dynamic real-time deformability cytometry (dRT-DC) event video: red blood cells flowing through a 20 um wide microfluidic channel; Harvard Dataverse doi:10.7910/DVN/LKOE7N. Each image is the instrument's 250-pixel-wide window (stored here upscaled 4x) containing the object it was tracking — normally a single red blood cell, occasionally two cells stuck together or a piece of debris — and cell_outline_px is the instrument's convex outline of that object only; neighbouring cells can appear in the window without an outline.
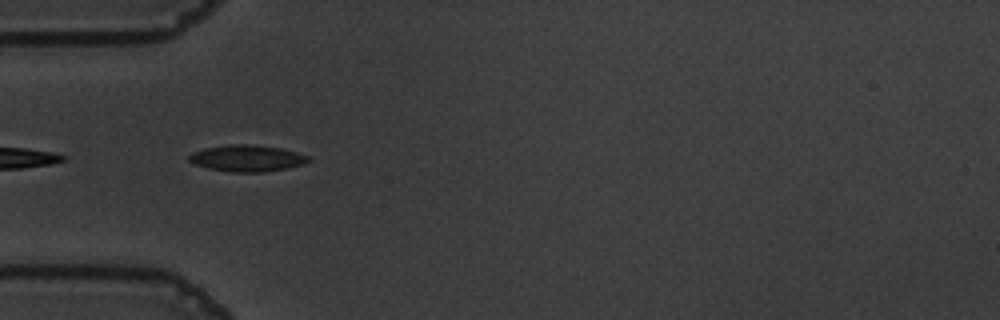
{"species": "common noctule bat (a hibernating species)", "species_latin": "Nyctalus noctula", "temperature_condition": "warm", "stored_images_in_passage": 4, "camera_frame_rate_fps": 3000, "um_per_image_px": 0.085, "animal": {"sex": "male", "body_mass_g": 19.5, "forearm_length_mm": 54.6}, "frame": {"image": 1, "passage_image": 2, "time_ms": 0.333, "image_size_px": [1000, 320], "cell_outline_px": [[312, 160], [304, 164], [288, 168], [264, 172], [232, 172], [208, 168], [192, 164], [188, 160], [188, 156], [192, 152], [204, 148], [228, 144], [252, 144], [280, 148], [296, 152], [308, 156]], "centroid_in_image_um": [20.98, 13.45], "position_along_channel_um": 64.0, "area_um2": 18.61}}